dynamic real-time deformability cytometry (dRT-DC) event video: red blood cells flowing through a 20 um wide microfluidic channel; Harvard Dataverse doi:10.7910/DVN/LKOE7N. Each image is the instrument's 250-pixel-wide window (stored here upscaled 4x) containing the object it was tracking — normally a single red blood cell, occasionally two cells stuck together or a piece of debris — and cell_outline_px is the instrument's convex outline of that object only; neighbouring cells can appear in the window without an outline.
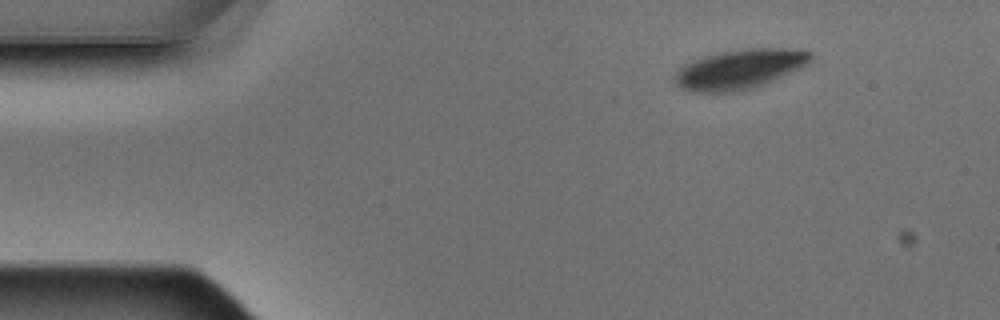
{"species": "Egyptian fruit bat (a non-hibernating species)", "species_latin": "Rousettus aegyptiacus", "temperature_condition": "warm", "stored_images_in_passage": 6, "segment_of_instrument_passage": [2, 2], "camera_frame_rate_fps": 3000, "um_per_image_px": 0.085, "animal": {"sex": "male"}, "frame": {"image": 1, "passage_image": 6, "time_ms": 1.667, "image_size_px": [1000, 320], "cell_outline_px": [[812, 60], [808, 64], [800, 68], [756, 88], [740, 92], [688, 92], [680, 88], [676, 84], [672, 76], [684, 64], [692, 60], [704, 56], [724, 52], [748, 48], [796, 48], [812, 52]], "centroid_in_image_um": [62.86, 5.89], "position_along_channel_um": 22.1, "area_um2": 31.79}}